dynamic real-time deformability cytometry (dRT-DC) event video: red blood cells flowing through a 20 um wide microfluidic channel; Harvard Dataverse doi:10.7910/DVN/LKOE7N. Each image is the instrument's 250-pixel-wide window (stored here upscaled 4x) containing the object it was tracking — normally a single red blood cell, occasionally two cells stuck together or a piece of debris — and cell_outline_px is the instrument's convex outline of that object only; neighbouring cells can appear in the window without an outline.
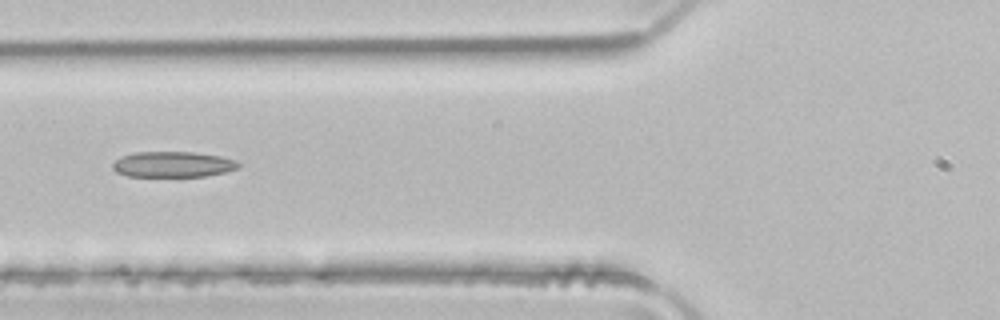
{"species": "common noctule bat (a hibernating species)", "species_latin": "Nyctalus noctula", "temperature_condition": "room temperature", "stored_images_in_passage": 5, "camera_frame_rate_fps": 3000, "um_per_image_px": 0.085, "animal": {"sex": "male", "body_mass_g": 21.5, "forearm_length_mm": 52.0}, "frame": {"image": 1, "passage_image": 5, "time_ms": 1.333, "image_size_px": [1000, 320], "cell_outline_px": [[240, 164], [236, 168], [224, 172], [204, 176], [128, 176], [116, 172], [112, 168], [112, 164], [120, 156], [132, 152], [196, 152], [220, 156], [236, 160]], "centroid_in_image_um": [14.65, 13.96], "position_along_channel_um": 111.1, "area_um2": 18.79}}